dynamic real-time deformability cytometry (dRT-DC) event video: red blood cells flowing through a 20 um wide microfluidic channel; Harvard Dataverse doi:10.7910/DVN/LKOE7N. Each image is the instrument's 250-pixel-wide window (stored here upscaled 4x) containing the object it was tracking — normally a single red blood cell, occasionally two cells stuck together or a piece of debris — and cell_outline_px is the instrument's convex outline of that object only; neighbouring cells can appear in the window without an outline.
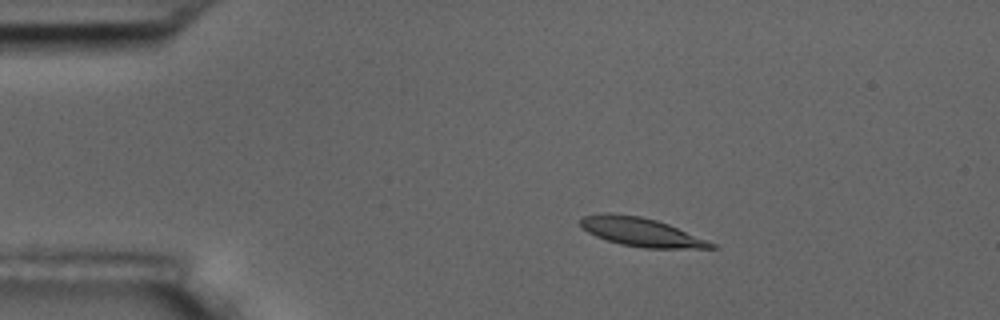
{"species": "common noctule bat (a hibernating species)", "species_latin": "Nyctalus noctula", "temperature_condition": "room temperature", "stored_images_in_passage": 6, "camera_frame_rate_fps": 3000, "um_per_image_px": 0.085, "animal": {"sex": "male", "body_mass_g": 17.5, "forearm_length_mm": 52.3}, "frame": {"image": 1, "passage_image": 4, "time_ms": 3.333, "image_size_px": [1000, 320], "cell_outline_px": [[720, 248], [644, 248], [620, 244], [596, 236], [580, 228], [580, 220], [584, 216], [600, 212], [604, 212], [640, 216], [656, 220], [668, 224], [716, 244]], "centroid_in_image_um": [54.46, 19.72], "position_along_channel_um": 30.5, "area_um2": 21.73}}
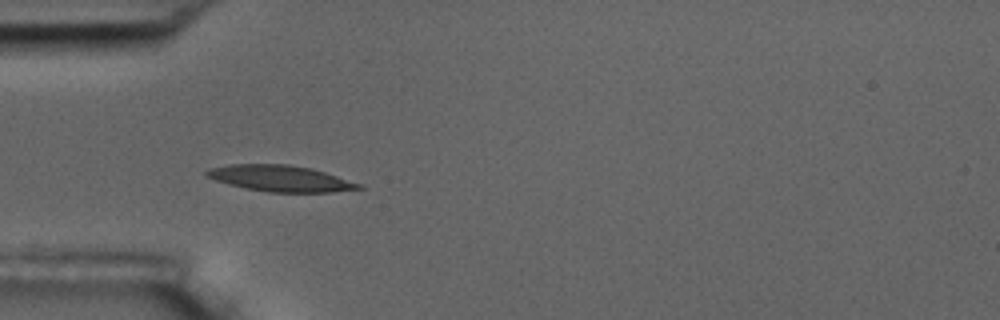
{"frame": {"image": 2, "passage_image": 5, "time_ms": 5.667, "image_size_px": [1000, 320], "cell_outline_px": [[364, 188], [332, 192], [268, 192], [244, 188], [228, 184], [204, 176], [204, 172], [208, 168], [228, 164], [288, 164], [312, 168], [364, 184]], "centroid_in_image_um": [23.83, 15.16], "position_along_channel_um": 61.2, "area_um2": 23.47}}